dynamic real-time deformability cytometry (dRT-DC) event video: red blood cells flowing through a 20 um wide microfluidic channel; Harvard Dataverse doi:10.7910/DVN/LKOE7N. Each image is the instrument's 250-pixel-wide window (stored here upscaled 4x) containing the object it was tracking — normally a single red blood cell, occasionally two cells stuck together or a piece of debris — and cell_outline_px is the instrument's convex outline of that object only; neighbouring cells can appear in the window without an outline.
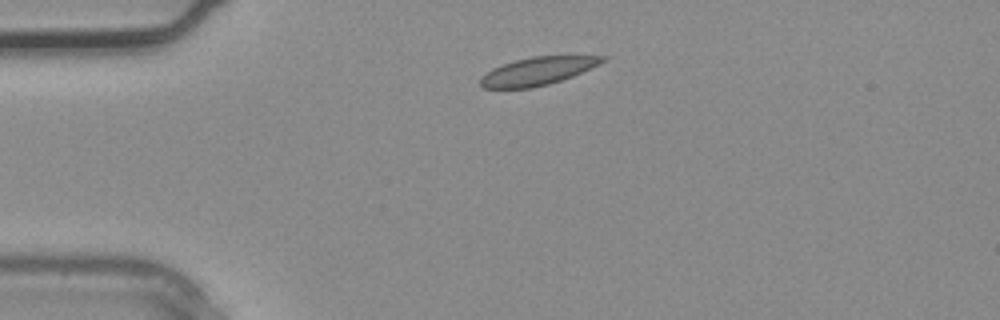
{"species": "common noctule bat (a hibernating species)", "species_latin": "Nyctalus noctula", "temperature_condition": "warm", "stored_images_in_passage": 2, "camera_frame_rate_fps": 3000, "um_per_image_px": 0.085, "animal": {"sex": "male", "body_mass_g": 20.4}, "frame": {"image": 1, "passage_image": 1, "time_ms": 0.0, "image_size_px": [1000, 320], "cell_outline_px": [[608, 56], [604, 60], [572, 76], [548, 84], [532, 88], [484, 88], [480, 84], [480, 76], [492, 68], [516, 60], [532, 56]], "centroid_in_image_um": [45.61, 6.05], "position_along_channel_um": 39.4, "area_um2": 19.42}}